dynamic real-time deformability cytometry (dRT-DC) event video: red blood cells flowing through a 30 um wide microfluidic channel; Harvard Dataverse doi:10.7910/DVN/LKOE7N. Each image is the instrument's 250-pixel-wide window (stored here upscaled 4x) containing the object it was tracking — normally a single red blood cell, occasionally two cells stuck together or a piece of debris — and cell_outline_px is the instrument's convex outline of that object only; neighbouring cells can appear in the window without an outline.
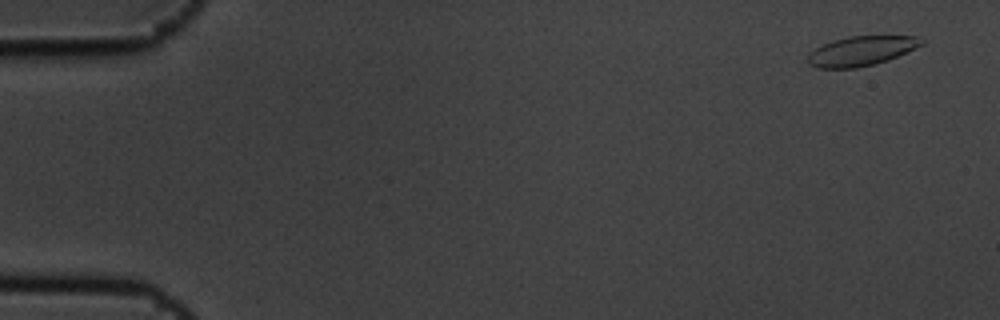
{"species": "common noctule bat (a hibernating species)", "species_latin": "Nyctalus noctula", "temperature_condition": "cold", "stored_images_in_passage": 5, "camera_frame_rate_fps": 3000, "um_per_image_px": 0.085, "animal": {"sex": "male", "body_mass_g": 19.5, "forearm_length_mm": 54.6}, "frame": {"image": 1, "passage_image": 1, "time_ms": 0.0, "image_size_px": [1000, 320], "cell_outline_px": [[924, 44], [888, 60], [856, 68], [816, 68], [808, 64], [808, 56], [816, 48], [832, 40], [848, 36], [916, 36], [924, 40]], "centroid_in_image_um": [73.21, 4.33], "position_along_channel_um": 11.8, "area_um2": 19.42}}